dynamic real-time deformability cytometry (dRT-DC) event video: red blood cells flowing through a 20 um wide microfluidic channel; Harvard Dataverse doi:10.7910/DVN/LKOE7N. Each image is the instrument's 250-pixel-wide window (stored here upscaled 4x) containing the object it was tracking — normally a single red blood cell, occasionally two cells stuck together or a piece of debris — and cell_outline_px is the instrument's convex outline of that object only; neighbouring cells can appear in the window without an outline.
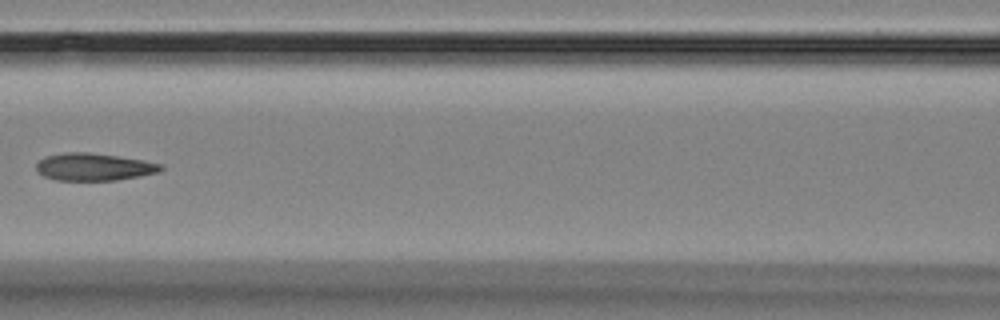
{"species": "Egyptian fruit bat (a non-hibernating species)", "species_latin": "Rousettus aegyptiacus", "temperature_condition": "room temperature", "stored_images_in_passage": 8, "camera_frame_rate_fps": 3000, "um_per_image_px": 0.085, "animal": {"sex": "female"}, "frame": {"image": 1, "passage_image": 6, "time_ms": 6.667, "image_size_px": [1000, 320], "cell_outline_px": [[164, 168], [160, 172], [140, 176], [116, 180], [56, 180], [44, 176], [36, 172], [36, 164], [44, 156], [64, 152], [88, 152], [144, 160], [164, 164]], "centroid_in_image_um": [7.99, 14.18], "position_along_channel_um": 158.6, "area_um2": 20.06}}
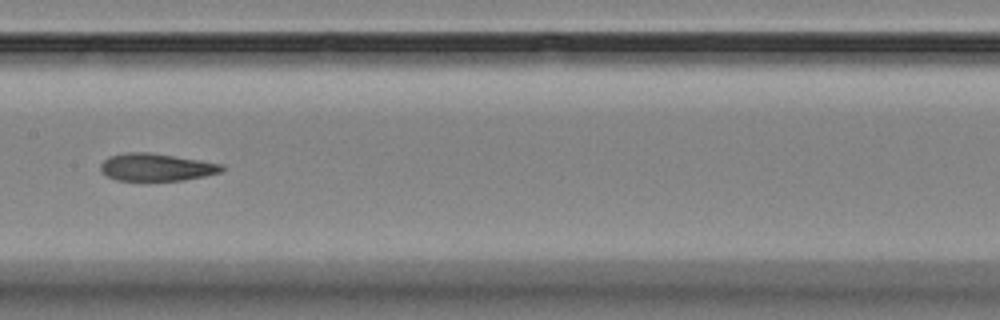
{"frame": {"image": 2, "passage_image": 7, "time_ms": 7.667, "image_size_px": [1000, 320], "cell_outline_px": [[224, 172], [184, 180], [148, 184], [116, 180], [108, 176], [100, 168], [100, 164], [108, 156], [128, 152], [148, 152], [200, 160], [224, 164]], "centroid_in_image_um": [13.29, 14.26], "position_along_channel_um": 194.1, "area_um2": 20.35}}
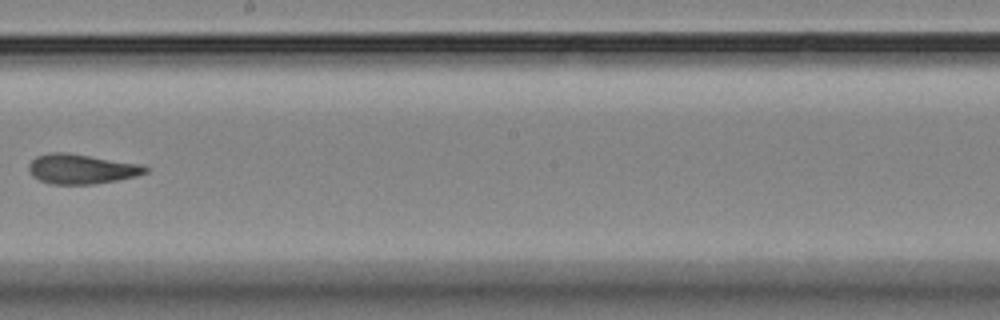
{"frame": {"image": 3, "passage_image": 8, "time_ms": 9.0, "image_size_px": [1000, 320], "cell_outline_px": [[148, 172], [136, 176], [116, 180], [92, 184], [52, 184], [40, 180], [32, 176], [28, 172], [28, 164], [36, 156], [48, 152], [68, 152], [144, 164], [148, 168]], "centroid_in_image_um": [6.92, 14.34], "position_along_channel_um": 241.3, "area_um2": 20.52}}